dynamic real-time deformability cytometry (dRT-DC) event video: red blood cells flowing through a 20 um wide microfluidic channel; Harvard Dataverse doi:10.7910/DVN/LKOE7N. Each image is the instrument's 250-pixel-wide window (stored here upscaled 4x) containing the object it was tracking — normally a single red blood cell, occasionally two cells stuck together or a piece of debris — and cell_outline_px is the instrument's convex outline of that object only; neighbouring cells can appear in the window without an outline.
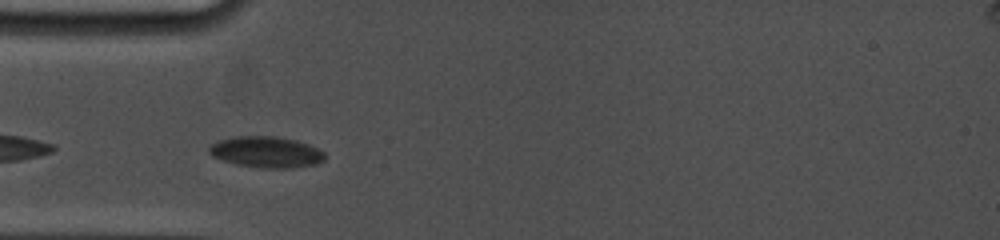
{"species": "common noctule bat (a hibernating species)", "species_latin": "Nyctalus noctula", "temperature_condition": "cold", "stored_images_in_passage": 25, "camera_frame_rate_fps": 5000, "um_per_image_px": 0.085, "animal": {"sex": "female", "body_mass_g": 19.0, "forearm_length_mm": 53.3}, "frame": {"image": 1, "passage_image": 2, "time_ms": 0.6, "image_size_px": [1000, 240], "cell_outline_px": [[324, 160], [316, 164], [292, 168], [260, 168], [236, 164], [212, 156], [208, 152], [208, 148], [212, 144], [220, 140], [236, 136], [276, 136], [296, 140], [308, 144], [324, 152]], "centroid_in_image_um": [22.63, 12.92], "position_along_channel_um": 62.4, "area_um2": 20.92}}
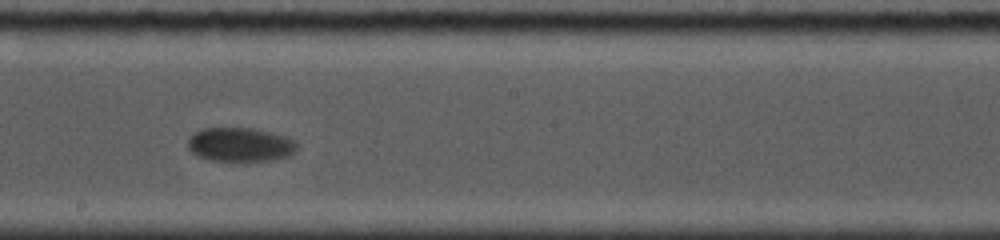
{"frame": {"image": 2, "passage_image": 12, "time_ms": 5.4, "image_size_px": [1000, 240], "cell_outline_px": [[300, 148], [296, 152], [288, 156], [272, 160], [248, 164], [208, 160], [192, 152], [188, 148], [188, 136], [204, 128], [252, 128], [272, 132], [296, 140], [300, 144]], "centroid_in_image_um": [20.48, 12.34], "position_along_channel_um": 227.7, "area_um2": 22.66}}
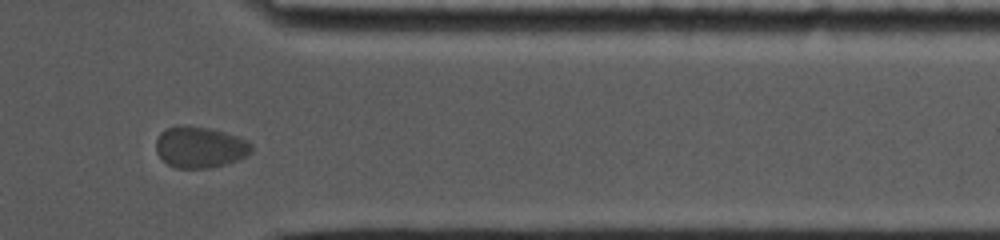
{"frame": {"image": 3, "passage_image": 22, "time_ms": 10.2, "image_size_px": [1000, 240], "cell_outline_px": [[252, 152], [236, 160], [224, 164], [208, 168], [176, 168], [168, 164], [156, 152], [156, 140], [160, 132], [164, 128], [208, 128], [224, 132], [248, 140], [252, 144]], "centroid_in_image_um": [17.0, 12.54], "position_along_channel_um": 394.4, "area_um2": 22.31}, "authors_computed_cell_mechanics": {"area_um2": 22.0218, "velocity_mm_per_s": 3.4736, "shape_relaxation_time_tau1_ms": 2.8059, "shape_relaxation_time_tau2_ms": null, "deformation_change_tau1": 0.0612, "deformation_change_tau2": null}}